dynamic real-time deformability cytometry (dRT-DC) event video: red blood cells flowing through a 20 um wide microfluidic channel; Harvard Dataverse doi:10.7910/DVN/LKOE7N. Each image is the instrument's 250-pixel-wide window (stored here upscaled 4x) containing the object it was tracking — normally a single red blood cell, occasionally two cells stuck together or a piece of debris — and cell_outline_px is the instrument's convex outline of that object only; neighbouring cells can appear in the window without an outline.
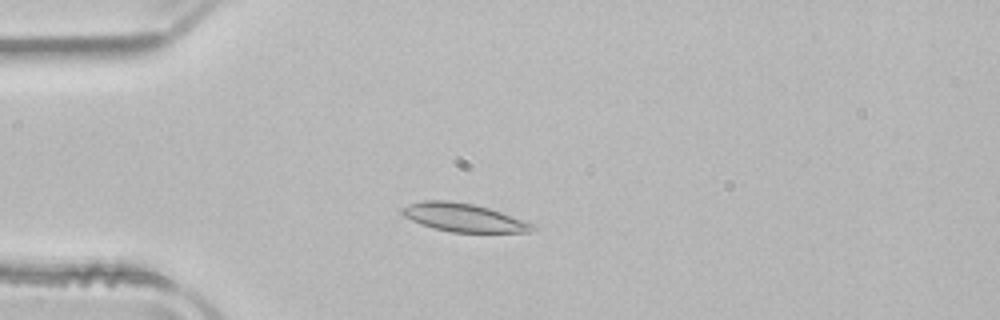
{"species": "common noctule bat (a hibernating species)", "species_latin": "Nyctalus noctula", "temperature_condition": "room temperature", "stored_images_in_passage": 44, "camera_frame_rate_fps": 3000, "um_per_image_px": 0.085, "animal": {"sex": "male", "body_mass_g": 21.5, "forearm_length_mm": 52.0}, "frame": {"image": 1, "passage_image": 6, "time_ms": 1.667, "image_size_px": [1000, 320], "cell_outline_px": [[536, 228], [528, 232], [452, 232], [432, 228], [420, 224], [404, 216], [400, 212], [400, 208], [408, 204], [424, 200], [448, 200], [472, 204], [488, 208], [536, 224]], "centroid_in_image_um": [39.37, 18.49], "position_along_channel_um": 45.6, "area_um2": 21.44}}
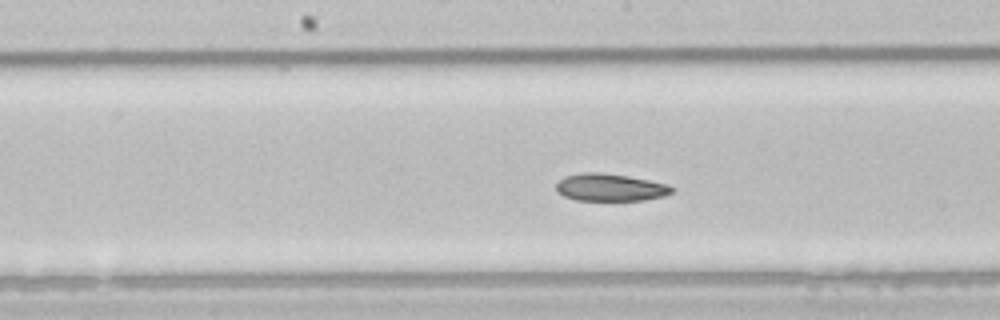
{"frame": {"image": 2, "passage_image": 19, "time_ms": 6.0, "image_size_px": [1000, 320], "cell_outline_px": [[676, 188], [672, 192], [664, 196], [644, 200], [576, 200], [564, 196], [556, 192], [556, 184], [564, 176], [584, 172], [596, 172], [628, 176], [668, 184]], "centroid_in_image_um": [51.87, 15.93], "position_along_channel_um": 196.3, "area_um2": 18.5}}
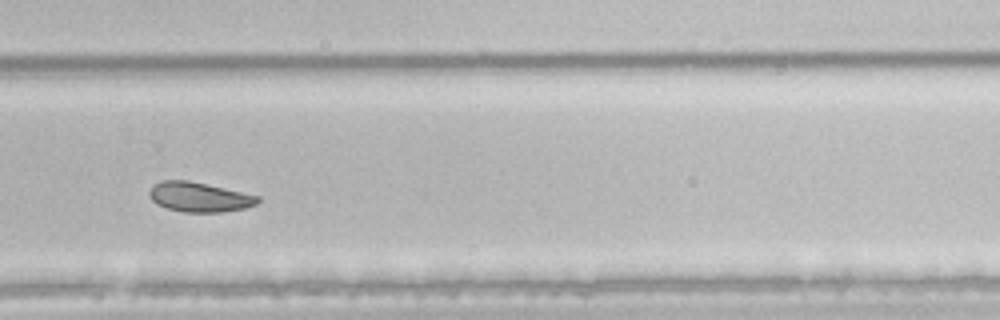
{"frame": {"image": 3, "passage_image": 28, "time_ms": 9.0, "image_size_px": [1000, 320], "cell_outline_px": [[260, 200], [256, 204], [244, 208], [224, 212], [184, 212], [168, 208], [156, 204], [148, 196], [148, 192], [156, 184], [164, 180], [188, 180], [260, 196]], "centroid_in_image_um": [16.94, 16.75], "position_along_channel_um": 312.9, "area_um2": 18.61}, "authors_computed_cell_mechanics": {"area_um2": 20.6924, "velocity_mm_per_s": 3.9048, "shape_relaxation_time_tau1_ms": 5.6546, "shape_relaxation_time_tau2_ms": 2.0728, "deformation_change_tau1": 0.113, "deformation_change_tau2": 0.0548}}